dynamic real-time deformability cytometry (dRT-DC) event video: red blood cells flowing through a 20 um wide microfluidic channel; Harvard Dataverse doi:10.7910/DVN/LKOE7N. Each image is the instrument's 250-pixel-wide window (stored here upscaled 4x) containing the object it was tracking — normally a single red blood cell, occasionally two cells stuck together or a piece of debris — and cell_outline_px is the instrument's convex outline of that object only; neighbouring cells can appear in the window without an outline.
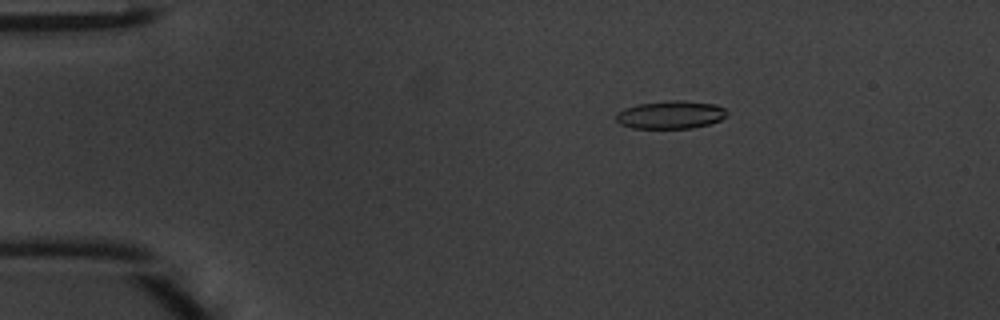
{"species": "common noctule bat (a hibernating species)", "species_latin": "Nyctalus noctula", "temperature_condition": "warm", "stored_images_in_passage": 40, "camera_frame_rate_fps": 3000, "um_per_image_px": 0.085, "animal": {"sex": "male", "body_mass_g": 20.1, "forearm_length_mm": 53.5}, "frame": {"image": 1, "passage_image": 1, "time_ms": 0.0, "image_size_px": [1000, 320], "cell_outline_px": [[728, 116], [720, 120], [708, 124], [692, 128], [632, 128], [620, 124], [616, 120], [616, 112], [624, 108], [640, 104], [668, 100], [680, 100], [716, 104], [724, 108], [728, 112]], "centroid_in_image_um": [57.01, 9.75], "position_along_channel_um": 28.0, "area_um2": 18.15}}
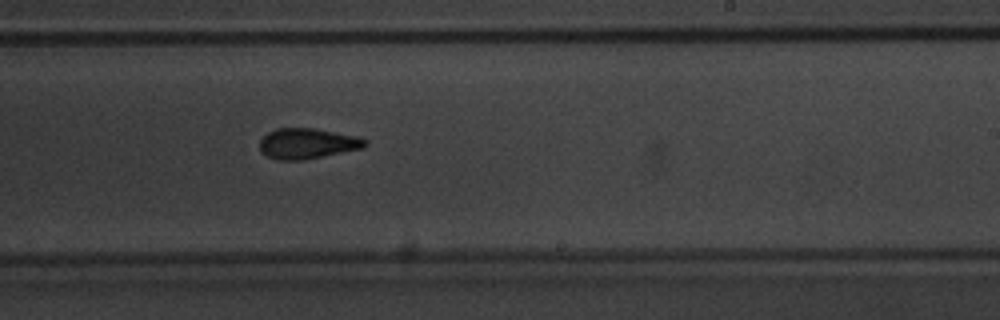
{"frame": {"image": 2, "passage_image": 22, "time_ms": 7.0, "image_size_px": [1000, 320], "cell_outline_px": [[368, 144], [364, 148], [304, 160], [276, 160], [260, 152], [260, 140], [268, 132], [276, 128], [316, 128], [360, 136], [368, 140]], "centroid_in_image_um": [26.17, 12.19], "position_along_channel_um": 262.8, "area_um2": 19.07}}
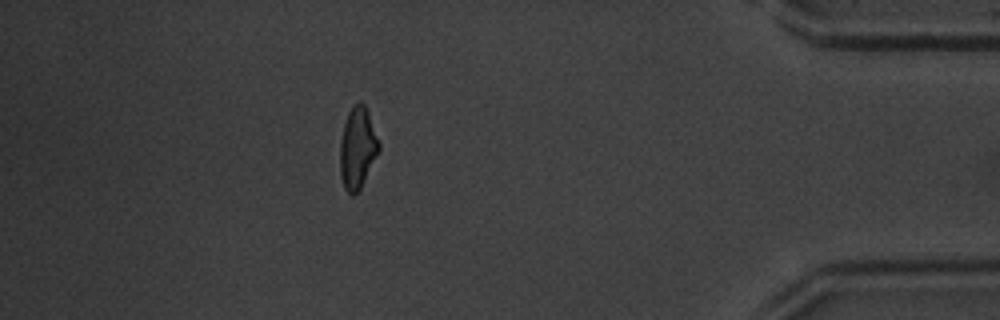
{"frame": {"image": 3, "passage_image": 35, "time_ms": 11.333, "image_size_px": [1000, 320], "cell_outline_px": [[380, 148], [360, 188], [352, 196], [344, 188], [340, 176], [340, 144], [344, 124], [348, 112], [352, 104], [360, 100], [364, 104], [368, 112], [380, 144]], "centroid_in_image_um": [30.37, 12.54], "position_along_channel_um": 404.8, "area_um2": 18.26}, "authors_computed_cell_mechanics": {"area_um2": 18.6983, "velocity_mm_per_s": 4.2599, "shape_relaxation_time_tau1_ms": 3.6747, "shape_relaxation_time_tau2_ms": 2.7082, "deformation_change_tau1": 0.1534, "deformation_change_tau2": 0.091}}